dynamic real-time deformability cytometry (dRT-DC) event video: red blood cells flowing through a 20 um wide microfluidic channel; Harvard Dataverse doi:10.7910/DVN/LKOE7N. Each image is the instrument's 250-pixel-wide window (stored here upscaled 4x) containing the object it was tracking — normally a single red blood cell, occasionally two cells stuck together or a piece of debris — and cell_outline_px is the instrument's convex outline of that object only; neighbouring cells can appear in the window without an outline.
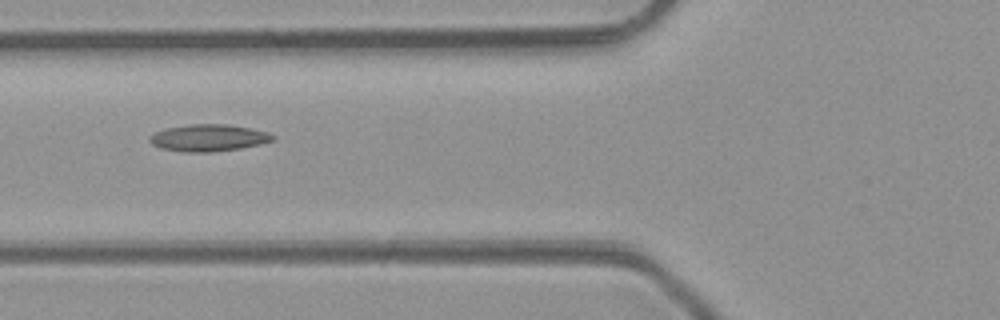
{"species": "common noctule bat (a hibernating species)", "species_latin": "Nyctalus noctula", "temperature_condition": "room temperature", "stored_images_in_passage": 5, "camera_frame_rate_fps": 3000, "um_per_image_px": 0.085, "animal": {"sex": "male", "body_mass_g": 23.1, "forearm_length_mm": 52.7}, "frame": {"image": 1, "passage_image": 5, "time_ms": 5.333, "image_size_px": [1000, 320], "cell_outline_px": [[276, 136], [272, 140], [260, 144], [240, 148], [212, 152], [180, 152], [160, 148], [152, 144], [148, 140], [148, 136], [156, 132], [168, 128], [192, 124], [228, 124], [268, 132]], "centroid_in_image_um": [17.69, 11.72], "position_along_channel_um": 108.1, "area_um2": 19.25}}